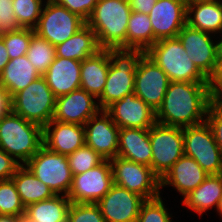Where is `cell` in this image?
<instances>
[{
    "instance_id": "cell-1",
    "label": "cell",
    "mask_w": 222,
    "mask_h": 222,
    "mask_svg": "<svg viewBox=\"0 0 222 222\" xmlns=\"http://www.w3.org/2000/svg\"><path fill=\"white\" fill-rule=\"evenodd\" d=\"M211 101L208 82H169L156 122L182 128L198 125L206 121Z\"/></svg>"
},
{
    "instance_id": "cell-2",
    "label": "cell",
    "mask_w": 222,
    "mask_h": 222,
    "mask_svg": "<svg viewBox=\"0 0 222 222\" xmlns=\"http://www.w3.org/2000/svg\"><path fill=\"white\" fill-rule=\"evenodd\" d=\"M128 0H98L86 24L95 32L101 48H126Z\"/></svg>"
},
{
    "instance_id": "cell-3",
    "label": "cell",
    "mask_w": 222,
    "mask_h": 222,
    "mask_svg": "<svg viewBox=\"0 0 222 222\" xmlns=\"http://www.w3.org/2000/svg\"><path fill=\"white\" fill-rule=\"evenodd\" d=\"M42 145L43 128L40 125L12 111L0 119V148L21 165H25Z\"/></svg>"
},
{
    "instance_id": "cell-4",
    "label": "cell",
    "mask_w": 222,
    "mask_h": 222,
    "mask_svg": "<svg viewBox=\"0 0 222 222\" xmlns=\"http://www.w3.org/2000/svg\"><path fill=\"white\" fill-rule=\"evenodd\" d=\"M144 53L141 49L108 48V75L97 102L101 110L134 92L135 70Z\"/></svg>"
},
{
    "instance_id": "cell-5",
    "label": "cell",
    "mask_w": 222,
    "mask_h": 222,
    "mask_svg": "<svg viewBox=\"0 0 222 222\" xmlns=\"http://www.w3.org/2000/svg\"><path fill=\"white\" fill-rule=\"evenodd\" d=\"M145 54L167 74L170 82H208L177 37L157 41Z\"/></svg>"
},
{
    "instance_id": "cell-6",
    "label": "cell",
    "mask_w": 222,
    "mask_h": 222,
    "mask_svg": "<svg viewBox=\"0 0 222 222\" xmlns=\"http://www.w3.org/2000/svg\"><path fill=\"white\" fill-rule=\"evenodd\" d=\"M56 97L40 76L11 97V111L44 128L53 118Z\"/></svg>"
},
{
    "instance_id": "cell-7",
    "label": "cell",
    "mask_w": 222,
    "mask_h": 222,
    "mask_svg": "<svg viewBox=\"0 0 222 222\" xmlns=\"http://www.w3.org/2000/svg\"><path fill=\"white\" fill-rule=\"evenodd\" d=\"M152 148L151 169L161 180L184 155L183 128L155 123L149 128Z\"/></svg>"
},
{
    "instance_id": "cell-8",
    "label": "cell",
    "mask_w": 222,
    "mask_h": 222,
    "mask_svg": "<svg viewBox=\"0 0 222 222\" xmlns=\"http://www.w3.org/2000/svg\"><path fill=\"white\" fill-rule=\"evenodd\" d=\"M25 166L55 195L63 192L67 196L73 175L66 155L53 152L42 145Z\"/></svg>"
},
{
    "instance_id": "cell-9",
    "label": "cell",
    "mask_w": 222,
    "mask_h": 222,
    "mask_svg": "<svg viewBox=\"0 0 222 222\" xmlns=\"http://www.w3.org/2000/svg\"><path fill=\"white\" fill-rule=\"evenodd\" d=\"M184 154L210 174L222 173V155L207 121L183 127Z\"/></svg>"
},
{
    "instance_id": "cell-10",
    "label": "cell",
    "mask_w": 222,
    "mask_h": 222,
    "mask_svg": "<svg viewBox=\"0 0 222 222\" xmlns=\"http://www.w3.org/2000/svg\"><path fill=\"white\" fill-rule=\"evenodd\" d=\"M44 6L34 32L53 46L63 43L86 24L55 0H47Z\"/></svg>"
},
{
    "instance_id": "cell-11",
    "label": "cell",
    "mask_w": 222,
    "mask_h": 222,
    "mask_svg": "<svg viewBox=\"0 0 222 222\" xmlns=\"http://www.w3.org/2000/svg\"><path fill=\"white\" fill-rule=\"evenodd\" d=\"M114 184L135 192L146 200L160 196V179L151 167L116 156L110 160Z\"/></svg>"
},
{
    "instance_id": "cell-12",
    "label": "cell",
    "mask_w": 222,
    "mask_h": 222,
    "mask_svg": "<svg viewBox=\"0 0 222 222\" xmlns=\"http://www.w3.org/2000/svg\"><path fill=\"white\" fill-rule=\"evenodd\" d=\"M113 184L110 160H104L84 173L73 175L67 197L71 203H97Z\"/></svg>"
},
{
    "instance_id": "cell-13",
    "label": "cell",
    "mask_w": 222,
    "mask_h": 222,
    "mask_svg": "<svg viewBox=\"0 0 222 222\" xmlns=\"http://www.w3.org/2000/svg\"><path fill=\"white\" fill-rule=\"evenodd\" d=\"M169 82L167 74L144 53L135 70L136 96L157 111L162 104Z\"/></svg>"
},
{
    "instance_id": "cell-14",
    "label": "cell",
    "mask_w": 222,
    "mask_h": 222,
    "mask_svg": "<svg viewBox=\"0 0 222 222\" xmlns=\"http://www.w3.org/2000/svg\"><path fill=\"white\" fill-rule=\"evenodd\" d=\"M145 201L141 195L113 184L96 204L106 222H137Z\"/></svg>"
},
{
    "instance_id": "cell-15",
    "label": "cell",
    "mask_w": 222,
    "mask_h": 222,
    "mask_svg": "<svg viewBox=\"0 0 222 222\" xmlns=\"http://www.w3.org/2000/svg\"><path fill=\"white\" fill-rule=\"evenodd\" d=\"M84 129L86 146L91 147L105 160H111L117 156L120 128L105 110H100L92 116L84 124Z\"/></svg>"
},
{
    "instance_id": "cell-16",
    "label": "cell",
    "mask_w": 222,
    "mask_h": 222,
    "mask_svg": "<svg viewBox=\"0 0 222 222\" xmlns=\"http://www.w3.org/2000/svg\"><path fill=\"white\" fill-rule=\"evenodd\" d=\"M154 33V44L162 39L176 38L186 25V0H157L148 15Z\"/></svg>"
},
{
    "instance_id": "cell-17",
    "label": "cell",
    "mask_w": 222,
    "mask_h": 222,
    "mask_svg": "<svg viewBox=\"0 0 222 222\" xmlns=\"http://www.w3.org/2000/svg\"><path fill=\"white\" fill-rule=\"evenodd\" d=\"M105 111L119 128L149 129L156 123V111L134 92L113 102Z\"/></svg>"
},
{
    "instance_id": "cell-18",
    "label": "cell",
    "mask_w": 222,
    "mask_h": 222,
    "mask_svg": "<svg viewBox=\"0 0 222 222\" xmlns=\"http://www.w3.org/2000/svg\"><path fill=\"white\" fill-rule=\"evenodd\" d=\"M93 99L96 98L82 88L57 97L52 120L84 125L101 110Z\"/></svg>"
},
{
    "instance_id": "cell-19",
    "label": "cell",
    "mask_w": 222,
    "mask_h": 222,
    "mask_svg": "<svg viewBox=\"0 0 222 222\" xmlns=\"http://www.w3.org/2000/svg\"><path fill=\"white\" fill-rule=\"evenodd\" d=\"M209 34L186 24L177 36L189 58L207 78L213 73L217 62L216 43Z\"/></svg>"
},
{
    "instance_id": "cell-20",
    "label": "cell",
    "mask_w": 222,
    "mask_h": 222,
    "mask_svg": "<svg viewBox=\"0 0 222 222\" xmlns=\"http://www.w3.org/2000/svg\"><path fill=\"white\" fill-rule=\"evenodd\" d=\"M43 145L53 152L68 156L85 145L84 125L51 120L43 128Z\"/></svg>"
},
{
    "instance_id": "cell-21",
    "label": "cell",
    "mask_w": 222,
    "mask_h": 222,
    "mask_svg": "<svg viewBox=\"0 0 222 222\" xmlns=\"http://www.w3.org/2000/svg\"><path fill=\"white\" fill-rule=\"evenodd\" d=\"M81 61L57 57L42 75L57 98L79 89Z\"/></svg>"
},
{
    "instance_id": "cell-22",
    "label": "cell",
    "mask_w": 222,
    "mask_h": 222,
    "mask_svg": "<svg viewBox=\"0 0 222 222\" xmlns=\"http://www.w3.org/2000/svg\"><path fill=\"white\" fill-rule=\"evenodd\" d=\"M208 175L193 158L184 154L160 180V187L171 185L184 197Z\"/></svg>"
},
{
    "instance_id": "cell-23",
    "label": "cell",
    "mask_w": 222,
    "mask_h": 222,
    "mask_svg": "<svg viewBox=\"0 0 222 222\" xmlns=\"http://www.w3.org/2000/svg\"><path fill=\"white\" fill-rule=\"evenodd\" d=\"M117 156L151 167L149 129L120 128Z\"/></svg>"
},
{
    "instance_id": "cell-24",
    "label": "cell",
    "mask_w": 222,
    "mask_h": 222,
    "mask_svg": "<svg viewBox=\"0 0 222 222\" xmlns=\"http://www.w3.org/2000/svg\"><path fill=\"white\" fill-rule=\"evenodd\" d=\"M186 24L207 33L222 32V3L220 0L187 3Z\"/></svg>"
},
{
    "instance_id": "cell-25",
    "label": "cell",
    "mask_w": 222,
    "mask_h": 222,
    "mask_svg": "<svg viewBox=\"0 0 222 222\" xmlns=\"http://www.w3.org/2000/svg\"><path fill=\"white\" fill-rule=\"evenodd\" d=\"M108 48L81 61L80 80L83 90L99 98L104 90L109 69Z\"/></svg>"
},
{
    "instance_id": "cell-26",
    "label": "cell",
    "mask_w": 222,
    "mask_h": 222,
    "mask_svg": "<svg viewBox=\"0 0 222 222\" xmlns=\"http://www.w3.org/2000/svg\"><path fill=\"white\" fill-rule=\"evenodd\" d=\"M40 76L27 56L23 55L9 60L0 73V85L9 93L10 97H12Z\"/></svg>"
},
{
    "instance_id": "cell-27",
    "label": "cell",
    "mask_w": 222,
    "mask_h": 222,
    "mask_svg": "<svg viewBox=\"0 0 222 222\" xmlns=\"http://www.w3.org/2000/svg\"><path fill=\"white\" fill-rule=\"evenodd\" d=\"M221 196L222 173L210 174L196 189L184 196L182 203L201 216L213 206L218 209Z\"/></svg>"
},
{
    "instance_id": "cell-28",
    "label": "cell",
    "mask_w": 222,
    "mask_h": 222,
    "mask_svg": "<svg viewBox=\"0 0 222 222\" xmlns=\"http://www.w3.org/2000/svg\"><path fill=\"white\" fill-rule=\"evenodd\" d=\"M55 48L57 57L77 61H83L102 49L95 32L87 24Z\"/></svg>"
},
{
    "instance_id": "cell-29",
    "label": "cell",
    "mask_w": 222,
    "mask_h": 222,
    "mask_svg": "<svg viewBox=\"0 0 222 222\" xmlns=\"http://www.w3.org/2000/svg\"><path fill=\"white\" fill-rule=\"evenodd\" d=\"M70 200L67 196L53 197L25 207V222H67Z\"/></svg>"
},
{
    "instance_id": "cell-30",
    "label": "cell",
    "mask_w": 222,
    "mask_h": 222,
    "mask_svg": "<svg viewBox=\"0 0 222 222\" xmlns=\"http://www.w3.org/2000/svg\"><path fill=\"white\" fill-rule=\"evenodd\" d=\"M11 179L25 207L29 204L49 199L55 195L25 165H21Z\"/></svg>"
},
{
    "instance_id": "cell-31",
    "label": "cell",
    "mask_w": 222,
    "mask_h": 222,
    "mask_svg": "<svg viewBox=\"0 0 222 222\" xmlns=\"http://www.w3.org/2000/svg\"><path fill=\"white\" fill-rule=\"evenodd\" d=\"M154 44V33L149 16L132 11L128 20L126 48L146 52Z\"/></svg>"
},
{
    "instance_id": "cell-32",
    "label": "cell",
    "mask_w": 222,
    "mask_h": 222,
    "mask_svg": "<svg viewBox=\"0 0 222 222\" xmlns=\"http://www.w3.org/2000/svg\"><path fill=\"white\" fill-rule=\"evenodd\" d=\"M26 56L42 76L56 58V48L49 41L34 33Z\"/></svg>"
},
{
    "instance_id": "cell-33",
    "label": "cell",
    "mask_w": 222,
    "mask_h": 222,
    "mask_svg": "<svg viewBox=\"0 0 222 222\" xmlns=\"http://www.w3.org/2000/svg\"><path fill=\"white\" fill-rule=\"evenodd\" d=\"M25 206L12 179L0 181V215L24 217Z\"/></svg>"
},
{
    "instance_id": "cell-34",
    "label": "cell",
    "mask_w": 222,
    "mask_h": 222,
    "mask_svg": "<svg viewBox=\"0 0 222 222\" xmlns=\"http://www.w3.org/2000/svg\"><path fill=\"white\" fill-rule=\"evenodd\" d=\"M42 0H13V11L21 28L34 29L43 10Z\"/></svg>"
},
{
    "instance_id": "cell-35",
    "label": "cell",
    "mask_w": 222,
    "mask_h": 222,
    "mask_svg": "<svg viewBox=\"0 0 222 222\" xmlns=\"http://www.w3.org/2000/svg\"><path fill=\"white\" fill-rule=\"evenodd\" d=\"M72 175H78L101 164L105 159L86 145L67 156Z\"/></svg>"
},
{
    "instance_id": "cell-36",
    "label": "cell",
    "mask_w": 222,
    "mask_h": 222,
    "mask_svg": "<svg viewBox=\"0 0 222 222\" xmlns=\"http://www.w3.org/2000/svg\"><path fill=\"white\" fill-rule=\"evenodd\" d=\"M34 33V29L21 28L18 31L0 35L3 38L10 59L26 55Z\"/></svg>"
},
{
    "instance_id": "cell-37",
    "label": "cell",
    "mask_w": 222,
    "mask_h": 222,
    "mask_svg": "<svg viewBox=\"0 0 222 222\" xmlns=\"http://www.w3.org/2000/svg\"><path fill=\"white\" fill-rule=\"evenodd\" d=\"M137 222H172L161 196L146 200L142 204Z\"/></svg>"
},
{
    "instance_id": "cell-38",
    "label": "cell",
    "mask_w": 222,
    "mask_h": 222,
    "mask_svg": "<svg viewBox=\"0 0 222 222\" xmlns=\"http://www.w3.org/2000/svg\"><path fill=\"white\" fill-rule=\"evenodd\" d=\"M67 222H106L96 203H71Z\"/></svg>"
},
{
    "instance_id": "cell-39",
    "label": "cell",
    "mask_w": 222,
    "mask_h": 222,
    "mask_svg": "<svg viewBox=\"0 0 222 222\" xmlns=\"http://www.w3.org/2000/svg\"><path fill=\"white\" fill-rule=\"evenodd\" d=\"M206 121L213 131L214 138L222 155V102L211 101Z\"/></svg>"
},
{
    "instance_id": "cell-40",
    "label": "cell",
    "mask_w": 222,
    "mask_h": 222,
    "mask_svg": "<svg viewBox=\"0 0 222 222\" xmlns=\"http://www.w3.org/2000/svg\"><path fill=\"white\" fill-rule=\"evenodd\" d=\"M13 0H0V35L21 29L13 11Z\"/></svg>"
},
{
    "instance_id": "cell-41",
    "label": "cell",
    "mask_w": 222,
    "mask_h": 222,
    "mask_svg": "<svg viewBox=\"0 0 222 222\" xmlns=\"http://www.w3.org/2000/svg\"><path fill=\"white\" fill-rule=\"evenodd\" d=\"M58 4L67 8L70 12L79 15L85 21H87L98 0H55Z\"/></svg>"
},
{
    "instance_id": "cell-42",
    "label": "cell",
    "mask_w": 222,
    "mask_h": 222,
    "mask_svg": "<svg viewBox=\"0 0 222 222\" xmlns=\"http://www.w3.org/2000/svg\"><path fill=\"white\" fill-rule=\"evenodd\" d=\"M211 99L222 102V60H217L213 73L208 77Z\"/></svg>"
},
{
    "instance_id": "cell-43",
    "label": "cell",
    "mask_w": 222,
    "mask_h": 222,
    "mask_svg": "<svg viewBox=\"0 0 222 222\" xmlns=\"http://www.w3.org/2000/svg\"><path fill=\"white\" fill-rule=\"evenodd\" d=\"M20 166L17 160L0 148V181L11 179Z\"/></svg>"
},
{
    "instance_id": "cell-44",
    "label": "cell",
    "mask_w": 222,
    "mask_h": 222,
    "mask_svg": "<svg viewBox=\"0 0 222 222\" xmlns=\"http://www.w3.org/2000/svg\"><path fill=\"white\" fill-rule=\"evenodd\" d=\"M157 0H128L132 11L149 15Z\"/></svg>"
},
{
    "instance_id": "cell-45",
    "label": "cell",
    "mask_w": 222,
    "mask_h": 222,
    "mask_svg": "<svg viewBox=\"0 0 222 222\" xmlns=\"http://www.w3.org/2000/svg\"><path fill=\"white\" fill-rule=\"evenodd\" d=\"M11 111V97L0 85V119Z\"/></svg>"
},
{
    "instance_id": "cell-46",
    "label": "cell",
    "mask_w": 222,
    "mask_h": 222,
    "mask_svg": "<svg viewBox=\"0 0 222 222\" xmlns=\"http://www.w3.org/2000/svg\"><path fill=\"white\" fill-rule=\"evenodd\" d=\"M10 58L5 47L3 38L0 36V73L5 68L6 64L9 62Z\"/></svg>"
},
{
    "instance_id": "cell-47",
    "label": "cell",
    "mask_w": 222,
    "mask_h": 222,
    "mask_svg": "<svg viewBox=\"0 0 222 222\" xmlns=\"http://www.w3.org/2000/svg\"><path fill=\"white\" fill-rule=\"evenodd\" d=\"M23 217L13 215H0V222H22Z\"/></svg>"
},
{
    "instance_id": "cell-48",
    "label": "cell",
    "mask_w": 222,
    "mask_h": 222,
    "mask_svg": "<svg viewBox=\"0 0 222 222\" xmlns=\"http://www.w3.org/2000/svg\"><path fill=\"white\" fill-rule=\"evenodd\" d=\"M216 57L217 60H222V39L216 43Z\"/></svg>"
},
{
    "instance_id": "cell-49",
    "label": "cell",
    "mask_w": 222,
    "mask_h": 222,
    "mask_svg": "<svg viewBox=\"0 0 222 222\" xmlns=\"http://www.w3.org/2000/svg\"><path fill=\"white\" fill-rule=\"evenodd\" d=\"M217 212L220 213L219 215H222V196H221V200H220V203H219V206H218ZM221 217H222V216H221Z\"/></svg>"
},
{
    "instance_id": "cell-50",
    "label": "cell",
    "mask_w": 222,
    "mask_h": 222,
    "mask_svg": "<svg viewBox=\"0 0 222 222\" xmlns=\"http://www.w3.org/2000/svg\"><path fill=\"white\" fill-rule=\"evenodd\" d=\"M194 1H204V0H186L187 3L194 2Z\"/></svg>"
}]
</instances>
